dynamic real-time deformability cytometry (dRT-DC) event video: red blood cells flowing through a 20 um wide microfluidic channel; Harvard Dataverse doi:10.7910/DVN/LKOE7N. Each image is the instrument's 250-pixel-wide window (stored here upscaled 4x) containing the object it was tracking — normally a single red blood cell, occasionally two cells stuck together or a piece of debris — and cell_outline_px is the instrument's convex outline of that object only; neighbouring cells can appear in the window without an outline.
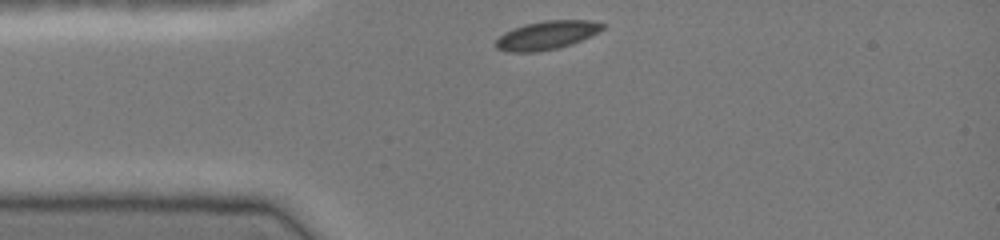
{"species": "common noctule bat (a hibernating species)", "species_latin": "Nyctalus noctula", "temperature_condition": "cold", "stored_images_in_passage": 30, "camera_frame_rate_fps": 3000, "um_per_image_px": 0.085, "animal": {"sex": "female", "body_mass_g": 19.0, "forearm_length_mm": 51.5}, "frame": {"image": 1, "passage_image": 1, "time_ms": 0.0, "image_size_px": [1000, 240], "cell_outline_px": [[604, 28], [600, 32], [572, 44], [556, 48], [536, 52], [508, 52], [496, 48], [496, 40], [504, 32], [524, 24], [544, 20], [588, 20], [604, 24]], "centroid_in_image_um": [46.47, 2.99], "position_along_channel_um": 38.5, "area_um2": 17.74}}
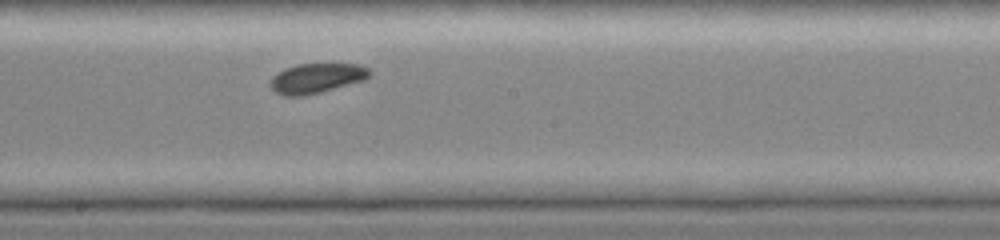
{"frame": {"image": 2, "passage_image": 16, "time_ms": 5.0, "image_size_px": [1000, 240], "cell_outline_px": [[372, 72], [364, 80], [320, 92], [304, 96], [284, 96], [276, 92], [268, 84], [272, 76], [284, 68], [296, 64], [360, 64], [368, 68]], "centroid_in_image_um": [26.87, 6.64], "position_along_channel_um": 221.3, "area_um2": 17.28}}
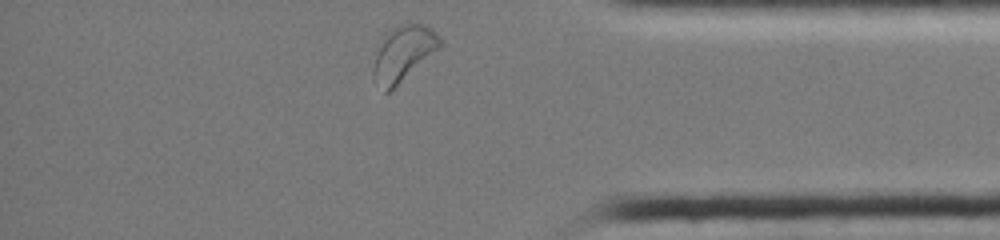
{"frame": {"image": 3, "passage_image": 30, "time_ms": 9.667, "image_size_px": [1000, 240], "cell_outline_px": [[444, 44], [440, 48], [388, 92], [384, 92], [372, 80], [372, 68], [376, 44], [396, 24], [408, 20], [424, 24], [432, 28], [444, 40]], "centroid_in_image_um": [34.26, 4.47], "position_along_channel_um": 400.9, "area_um2": 22.31}}